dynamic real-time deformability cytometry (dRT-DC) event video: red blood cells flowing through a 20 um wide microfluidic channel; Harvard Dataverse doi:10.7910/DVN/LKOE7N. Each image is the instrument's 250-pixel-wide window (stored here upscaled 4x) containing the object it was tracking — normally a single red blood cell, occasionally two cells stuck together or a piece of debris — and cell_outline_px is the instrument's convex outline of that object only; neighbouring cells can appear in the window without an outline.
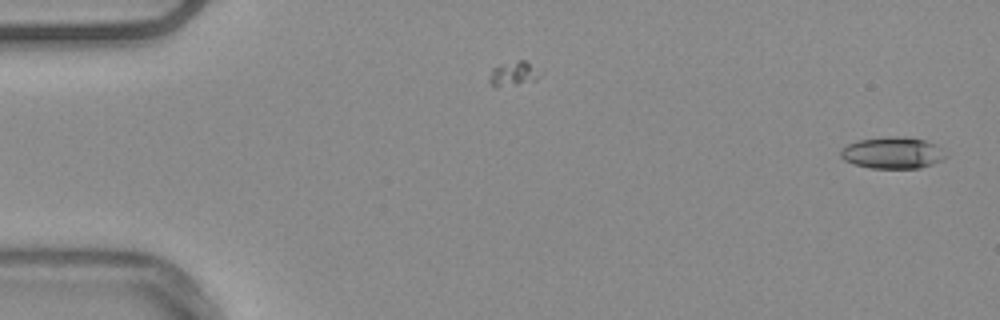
{"species": "common noctule bat (a hibernating species)", "species_latin": "Nyctalus noctula", "temperature_condition": "warm", "stored_images_in_passage": 51, "camera_frame_rate_fps": 3000, "um_per_image_px": 0.085, "animal": {"sex": "male", "body_mass_g": 20.4}, "frame": {"image": 1, "passage_image": 1, "time_ms": 0.0, "image_size_px": [1000, 320], "cell_outline_px": [[948, 156], [932, 164], [920, 168], [872, 168], [856, 164], [844, 160], [840, 156], [840, 148], [848, 144], [860, 140], [888, 136], [904, 136], [924, 140], [936, 144], [948, 152]], "centroid_in_image_um": [75.9, 12.98], "position_along_channel_um": 9.1, "area_um2": 19.48}}
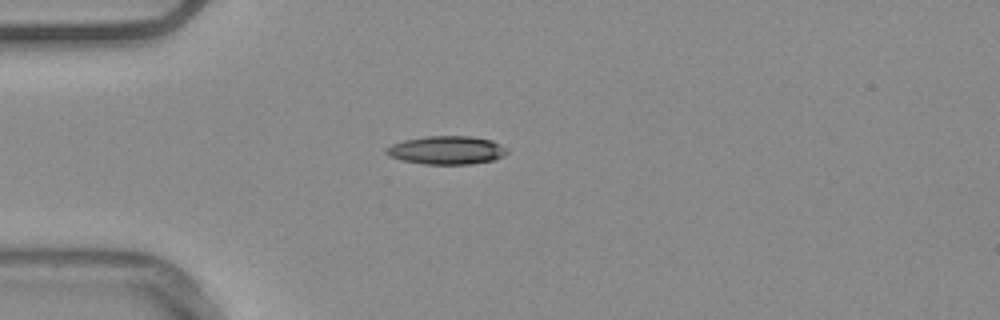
{"frame": {"image": 2, "passage_image": 14, "time_ms": 4.333, "image_size_px": [1000, 320], "cell_outline_px": [[508, 152], [504, 156], [492, 160], [468, 164], [424, 164], [400, 160], [384, 152], [384, 148], [392, 144], [404, 140], [424, 136], [472, 136], [492, 140], [508, 148]], "centroid_in_image_um": [37.97, 12.75], "position_along_channel_um": 47.0, "area_um2": 20.06}}
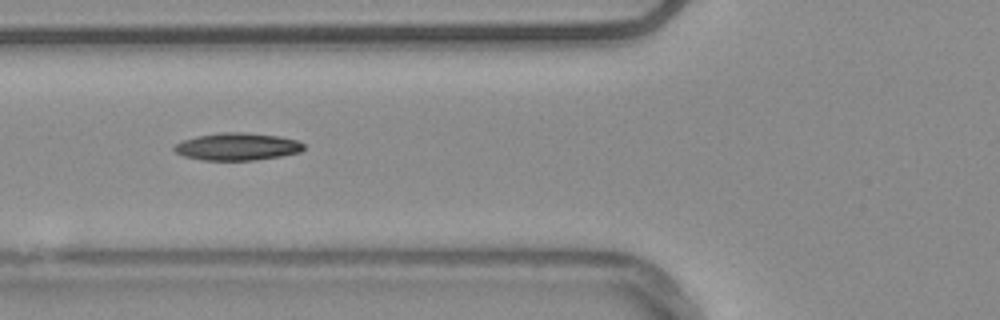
{"frame": {"image": 3, "passage_image": 20, "time_ms": 6.333, "image_size_px": [1000, 320], "cell_outline_px": [[304, 148], [300, 152], [280, 156], [252, 160], [204, 160], [184, 156], [176, 152], [172, 148], [176, 144], [184, 140], [196, 136], [220, 132], [244, 132], [276, 136], [296, 140], [304, 144]], "centroid_in_image_um": [20.15, 12.46], "position_along_channel_um": 105.7, "area_um2": 20.46}, "authors_computed_cell_mechanics": {"area_um2": 18.6694, "velocity_mm_per_s": 3.7502, "shape_relaxation_time_tau1_ms": null, "shape_relaxation_time_tau2_ms": 6.4624, "deformation_change_tau1": null, "deformation_change_tau2": 0.1168}}